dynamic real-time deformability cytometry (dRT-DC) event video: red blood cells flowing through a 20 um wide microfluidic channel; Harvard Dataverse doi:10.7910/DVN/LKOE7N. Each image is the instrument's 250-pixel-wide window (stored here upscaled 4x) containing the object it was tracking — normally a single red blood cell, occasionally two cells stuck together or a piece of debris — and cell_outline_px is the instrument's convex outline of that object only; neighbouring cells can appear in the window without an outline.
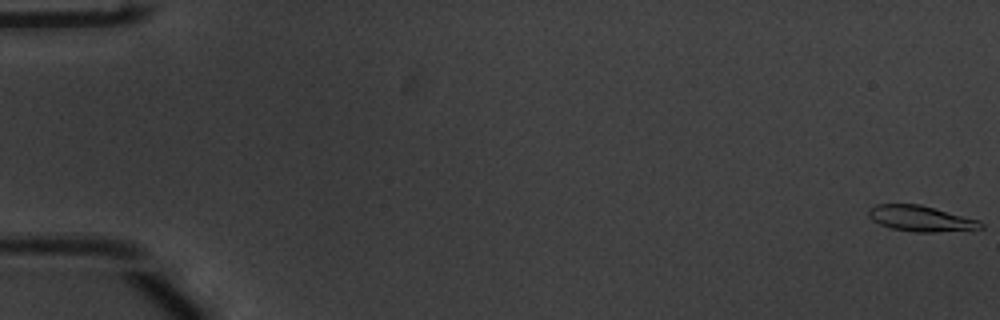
{"species": "common noctule bat (a hibernating species)", "species_latin": "Nyctalus noctula", "temperature_condition": "warm", "stored_images_in_passage": 54, "camera_frame_rate_fps": 3000, "um_per_image_px": 0.085, "animal": {"sex": "male", "body_mass_g": 20.1, "forearm_length_mm": 53.5}, "frame": {"image": 1, "passage_image": 1, "time_ms": 0.0, "image_size_px": [1000, 320], "cell_outline_px": [[984, 228], [936, 232], [912, 232], [888, 228], [872, 220], [868, 216], [868, 208], [876, 204], [920, 204], [980, 220], [984, 224]], "centroid_in_image_um": [78.25, 18.58], "position_along_channel_um": 6.8, "area_um2": 16.99}}
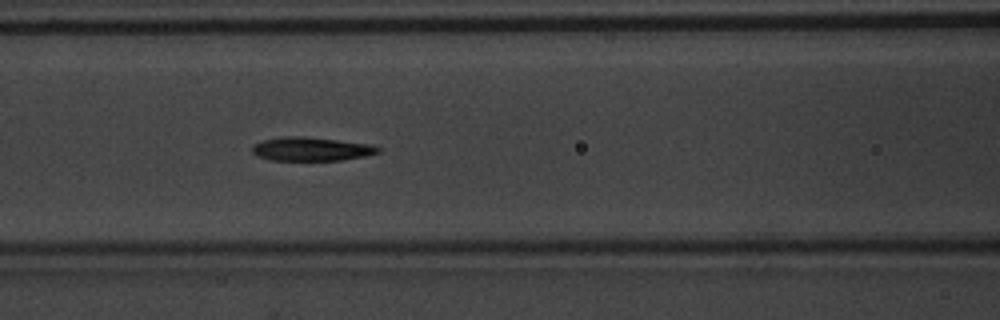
{"frame": {"image": 2, "passage_image": 24, "time_ms": 7.667, "image_size_px": [1000, 320], "cell_outline_px": [[380, 152], [364, 156], [344, 160], [268, 160], [256, 156], [252, 152], [252, 148], [256, 144], [264, 140], [284, 136], [300, 136], [336, 140], [368, 144], [380, 148]], "centroid_in_image_um": [26.43, 12.68], "position_along_channel_um": 140.2, "area_um2": 17.17}}
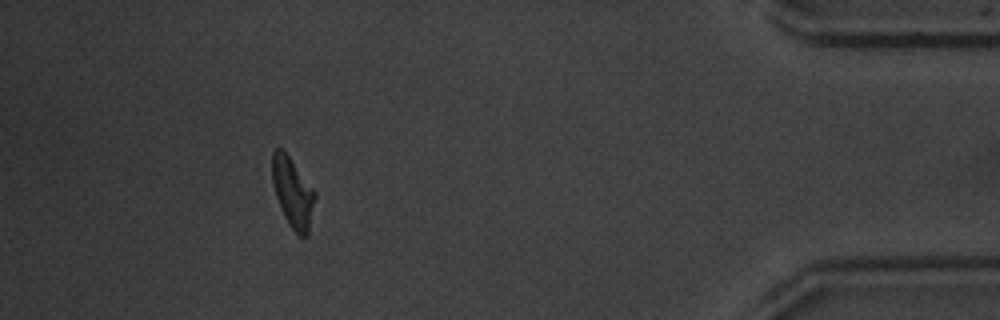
{"frame": {"image": 3, "passage_image": 49, "time_ms": 16.0, "image_size_px": [1000, 320], "cell_outline_px": [[316, 196], [308, 236], [300, 236], [288, 224], [284, 216], [276, 196], [272, 184], [272, 152], [276, 148], [284, 148], [316, 192]], "centroid_in_image_um": [24.88, 16.33], "position_along_channel_um": 410.3, "area_um2": 17.63}, "authors_computed_cell_mechanics": {"area_um2": 17.3978, "velocity_mm_per_s": 3.8671, "shape_relaxation_time_tau1_ms": 3.1985, "shape_relaxation_time_tau2_ms": 2.5846, "deformation_change_tau1": 0.1839, "deformation_change_tau2": 0.1112}}